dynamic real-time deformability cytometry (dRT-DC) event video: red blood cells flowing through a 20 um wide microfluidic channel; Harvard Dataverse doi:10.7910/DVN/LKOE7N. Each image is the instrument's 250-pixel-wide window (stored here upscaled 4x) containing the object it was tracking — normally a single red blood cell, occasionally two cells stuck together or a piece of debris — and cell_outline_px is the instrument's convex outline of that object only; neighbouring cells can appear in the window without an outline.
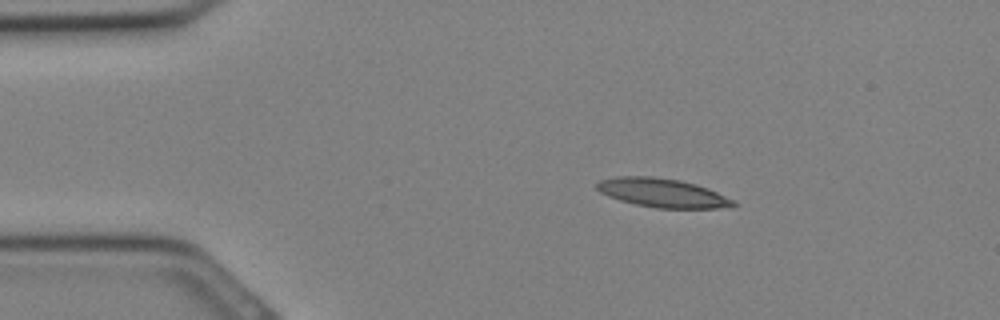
{"species": "Egyptian fruit bat (a non-hibernating species)", "species_latin": "Rousettus aegyptiacus", "temperature_condition": "cold", "stored_images_in_passage": 31, "camera_frame_rate_fps": 3000, "um_per_image_px": 0.085, "animal": {"sex": "female"}, "frame": {"image": 1, "passage_image": 5, "time_ms": 1.333, "image_size_px": [1000, 320], "cell_outline_px": [[740, 204], [716, 208], [656, 208], [636, 204], [620, 200], [608, 196], [600, 192], [596, 188], [596, 184], [600, 180], [616, 176], [652, 176], [680, 180], [696, 184], [708, 188]], "centroid_in_image_um": [56.26, 16.38], "position_along_channel_um": 28.7, "area_um2": 22.77}}
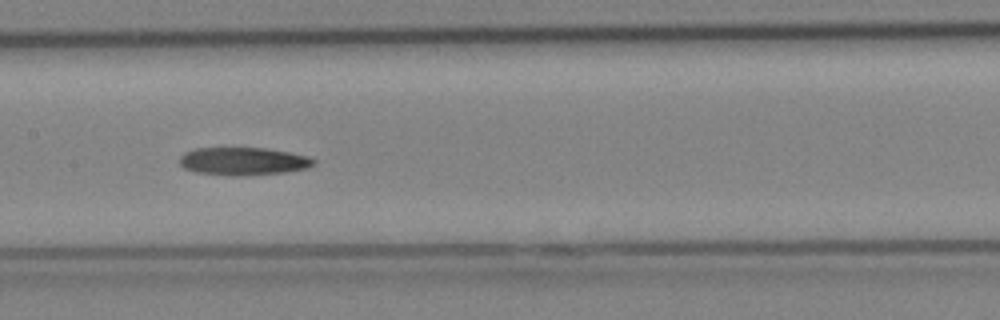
{"frame": {"image": 2, "passage_image": 15, "time_ms": 4.667, "image_size_px": [1000, 320], "cell_outline_px": [[316, 164], [308, 168], [284, 172], [240, 176], [228, 176], [196, 172], [184, 168], [180, 164], [180, 156], [184, 152], [192, 148], [268, 148], [308, 156], [316, 160]], "centroid_in_image_um": [20.67, 13.7], "position_along_channel_um": 186.7, "area_um2": 21.96}}
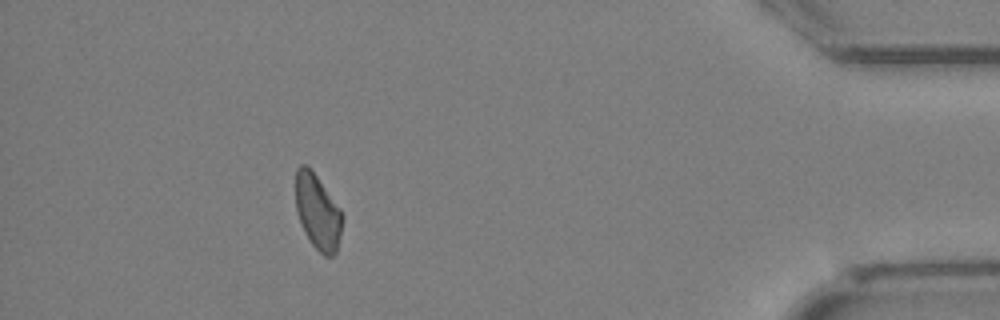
{"frame": {"image": 3, "passage_image": 28, "time_ms": 9.0, "image_size_px": [1000, 320], "cell_outline_px": [[344, 216], [340, 236], [336, 252], [332, 256], [324, 256], [312, 244], [296, 212], [296, 168], [300, 164], [304, 164], [316, 176], [340, 208]], "centroid_in_image_um": [27.02, 18.02], "position_along_channel_um": 408.2, "area_um2": 20.06}}